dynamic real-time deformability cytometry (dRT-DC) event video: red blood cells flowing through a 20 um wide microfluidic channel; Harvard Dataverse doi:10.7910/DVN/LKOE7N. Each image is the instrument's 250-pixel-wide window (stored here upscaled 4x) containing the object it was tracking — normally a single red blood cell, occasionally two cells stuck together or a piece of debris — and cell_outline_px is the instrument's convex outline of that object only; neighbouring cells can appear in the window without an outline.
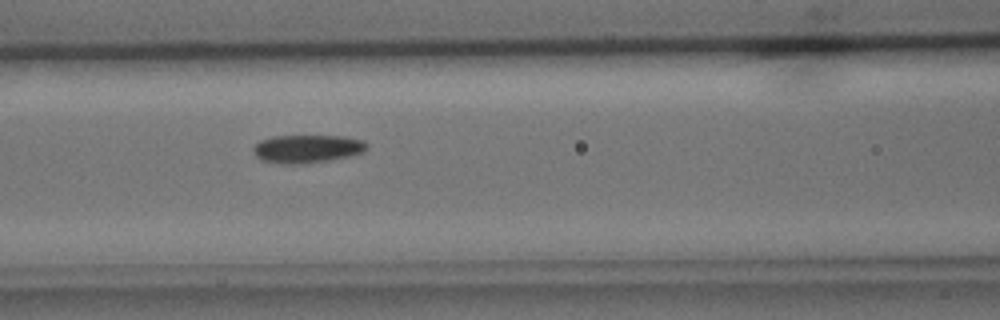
{"species": "common noctule bat (a hibernating species)", "species_latin": "Nyctalus noctula", "temperature_condition": "cold", "stored_images_in_passage": 7, "camera_frame_rate_fps": 3000, "um_per_image_px": 0.085, "animal": {"sex": "male", "body_mass_g": 15.6}, "frame": {"image": 1, "passage_image": 7, "time_ms": 7.333, "image_size_px": [1000, 320], "cell_outline_px": [[368, 144], [360, 152], [348, 156], [328, 160], [300, 164], [284, 164], [260, 160], [256, 156], [252, 148], [260, 140], [272, 136], [340, 136], [360, 140]], "centroid_in_image_um": [26.01, 12.64], "position_along_channel_um": 140.6, "area_um2": 18.26}}